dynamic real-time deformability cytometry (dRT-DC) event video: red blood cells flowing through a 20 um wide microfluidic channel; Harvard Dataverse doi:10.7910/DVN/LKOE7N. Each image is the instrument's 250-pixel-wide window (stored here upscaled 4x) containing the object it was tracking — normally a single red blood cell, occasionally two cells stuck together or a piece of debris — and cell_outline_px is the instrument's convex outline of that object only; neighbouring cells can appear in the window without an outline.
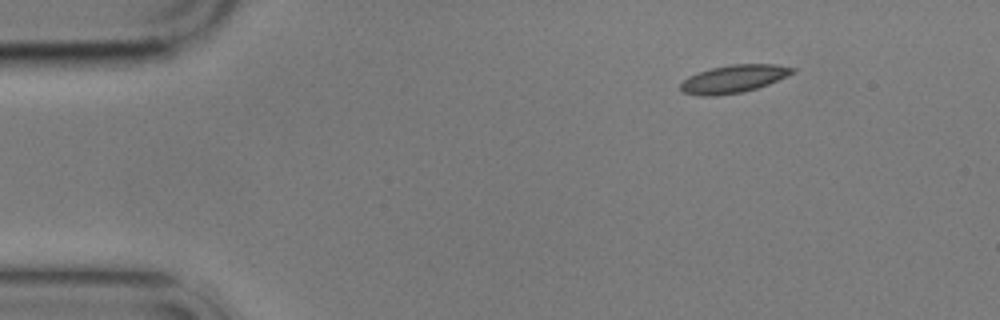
{"species": "common noctule bat (a hibernating species)", "species_latin": "Nyctalus noctula", "temperature_condition": "cold", "stored_images_in_passage": 7, "camera_frame_rate_fps": 3000, "um_per_image_px": 0.085, "animal": {"sex": "male", "body_mass_g": 17.9}, "frame": {"image": 1, "passage_image": 1, "time_ms": 0.0, "image_size_px": [1000, 320], "cell_outline_px": [[796, 72], [788, 76], [768, 84], [744, 92], [716, 96], [700, 96], [684, 92], [680, 88], [680, 84], [688, 76], [712, 68], [732, 64], [776, 64], [796, 68]], "centroid_in_image_um": [62.39, 6.71], "position_along_channel_um": 22.6, "area_um2": 18.15}}
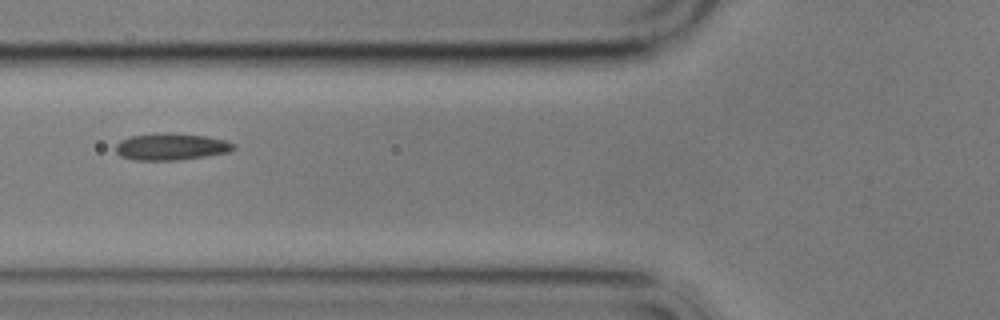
{"frame": {"image": 2, "passage_image": 5, "time_ms": 4.667, "image_size_px": [1000, 320], "cell_outline_px": [[236, 148], [228, 152], [204, 156], [176, 160], [132, 160], [120, 156], [116, 152], [116, 144], [120, 140], [132, 136], [168, 132], [172, 132], [204, 136], [224, 140], [236, 144]], "centroid_in_image_um": [14.53, 12.47], "position_along_channel_um": 111.3, "area_um2": 18.38}}
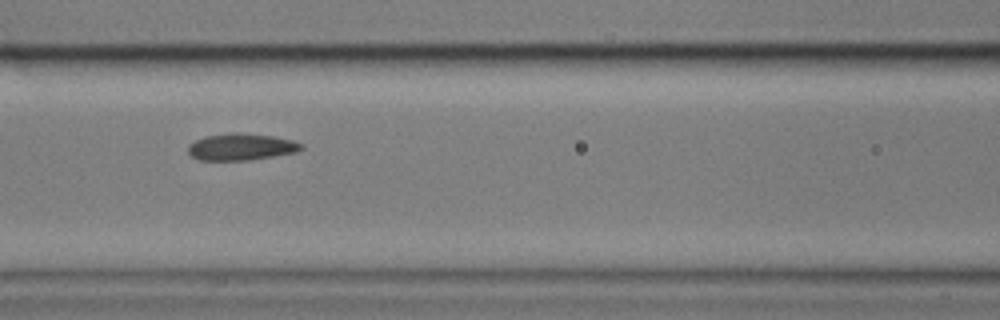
{"frame": {"image": 3, "passage_image": 6, "time_ms": 5.667, "image_size_px": [1000, 320], "cell_outline_px": [[304, 148], [296, 152], [248, 160], [200, 160], [192, 156], [188, 152], [188, 144], [204, 136], [236, 132], [272, 136], [292, 140], [304, 144]], "centroid_in_image_um": [20.5, 12.48], "position_along_channel_um": 146.1, "area_um2": 17.57}}